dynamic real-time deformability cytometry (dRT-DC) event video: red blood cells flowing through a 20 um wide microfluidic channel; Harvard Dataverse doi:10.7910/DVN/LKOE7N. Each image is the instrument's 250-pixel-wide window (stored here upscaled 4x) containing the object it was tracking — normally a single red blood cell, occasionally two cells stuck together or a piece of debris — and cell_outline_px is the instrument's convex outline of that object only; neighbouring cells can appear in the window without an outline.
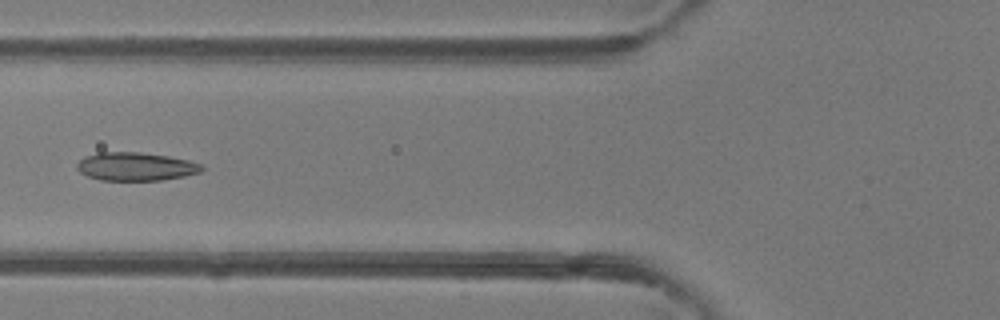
{"species": "common noctule bat (a hibernating species)", "species_latin": "Nyctalus noctula", "temperature_condition": "room temperature", "stored_images_in_passage": 7, "camera_frame_rate_fps": 3000, "um_per_image_px": 0.085, "animal": {"sex": "female"}, "frame": {"image": 1, "passage_image": 6, "time_ms": 1.667, "image_size_px": [1000, 320], "cell_outline_px": [[204, 168], [200, 172], [184, 176], [160, 180], [100, 180], [88, 176], [80, 172], [76, 168], [76, 164], [84, 156], [100, 152], [140, 152], [168, 156], [188, 160], [200, 164]], "centroid_in_image_um": [11.51, 14.15], "position_along_channel_um": 114.3, "area_um2": 20.52}}
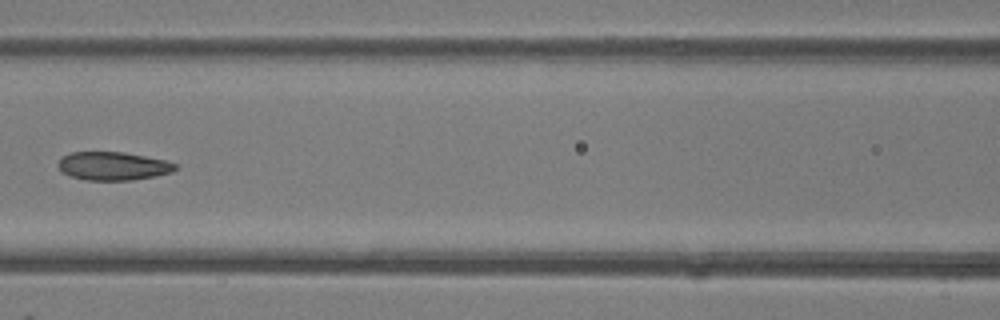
{"frame": {"image": 2, "passage_image": 7, "time_ms": 2.0, "image_size_px": [1000, 320], "cell_outline_px": [[180, 168], [172, 172], [156, 176], [132, 180], [84, 180], [68, 176], [60, 172], [56, 164], [64, 156], [72, 152], [124, 152], [164, 160], [176, 164]], "centroid_in_image_um": [9.59, 14.12], "position_along_channel_um": 157.0, "area_um2": 19.54}}